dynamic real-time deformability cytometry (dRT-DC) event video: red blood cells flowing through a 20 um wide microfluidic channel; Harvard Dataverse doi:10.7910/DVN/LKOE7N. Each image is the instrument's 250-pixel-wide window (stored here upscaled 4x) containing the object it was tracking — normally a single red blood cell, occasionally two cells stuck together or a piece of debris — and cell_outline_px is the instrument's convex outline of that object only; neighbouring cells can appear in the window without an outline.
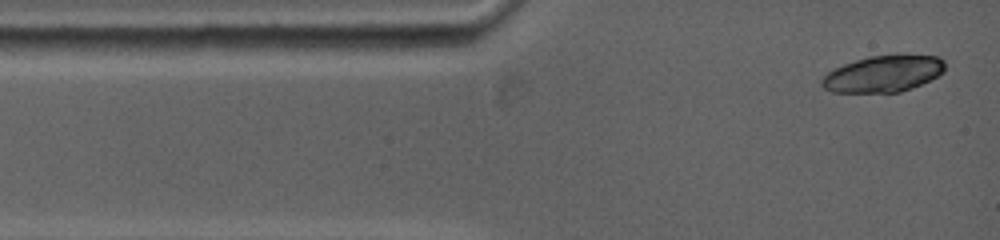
{"species": "common noctule bat (a hibernating species)", "species_latin": "Nyctalus noctula", "temperature_condition": "warm", "stored_images_in_passage": 3, "camera_frame_rate_fps": 5000, "um_per_image_px": 0.085, "animal": {"sex": "female", "body_mass_g": 19.0, "forearm_length_mm": 53.3}, "frame": {"image": 1, "passage_image": 1, "time_ms": 0.0, "image_size_px": [1000, 240], "cell_outline_px": [[944, 72], [912, 88], [900, 92], [832, 92], [824, 88], [820, 84], [820, 80], [832, 68], [868, 56], [896, 52], [936, 56], [944, 60]], "centroid_in_image_um": [75.08, 6.23], "position_along_channel_um": 9.9, "area_um2": 26.76}}